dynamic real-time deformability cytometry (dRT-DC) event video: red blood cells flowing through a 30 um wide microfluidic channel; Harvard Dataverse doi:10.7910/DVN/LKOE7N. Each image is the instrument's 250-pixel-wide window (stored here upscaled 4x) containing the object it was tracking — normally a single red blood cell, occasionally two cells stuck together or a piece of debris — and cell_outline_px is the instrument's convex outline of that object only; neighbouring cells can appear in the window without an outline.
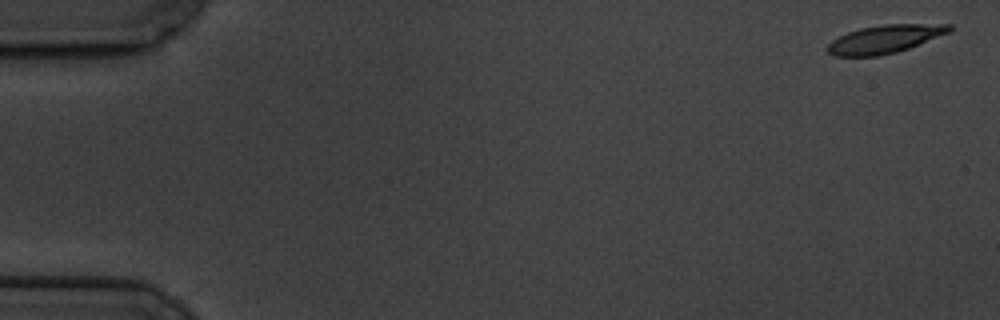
{"species": "common noctule bat (a hibernating species)", "species_latin": "Nyctalus noctula", "temperature_condition": "cold", "stored_images_in_passage": 9, "camera_frame_rate_fps": 3000, "um_per_image_px": 0.085, "animal": {"sex": "male", "body_mass_g": 19.5, "forearm_length_mm": 54.6}, "frame": {"image": 1, "passage_image": 1, "time_ms": 0.0, "image_size_px": [1000, 320], "cell_outline_px": [[952, 28], [948, 32], [908, 48], [896, 52], [880, 56], [832, 56], [828, 52], [828, 44], [832, 40], [848, 32], [860, 28], [884, 24], [952, 24]], "centroid_in_image_um": [75.17, 3.32], "position_along_channel_um": 9.8, "area_um2": 19.71}}
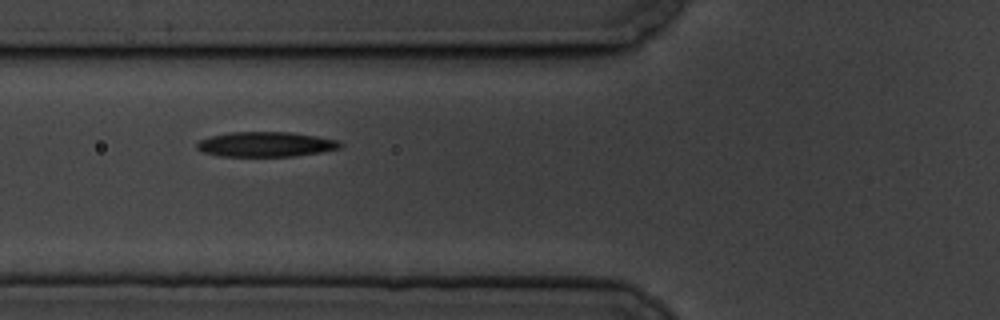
{"frame": {"image": 2, "passage_image": 7, "time_ms": 7.0, "image_size_px": [1000, 320], "cell_outline_px": [[344, 144], [340, 148], [324, 152], [292, 156], [220, 156], [204, 152], [196, 148], [196, 144], [200, 140], [212, 136], [228, 132], [292, 132], [340, 140]], "centroid_in_image_um": [22.64, 12.26], "position_along_channel_um": 103.2, "area_um2": 20.92}}
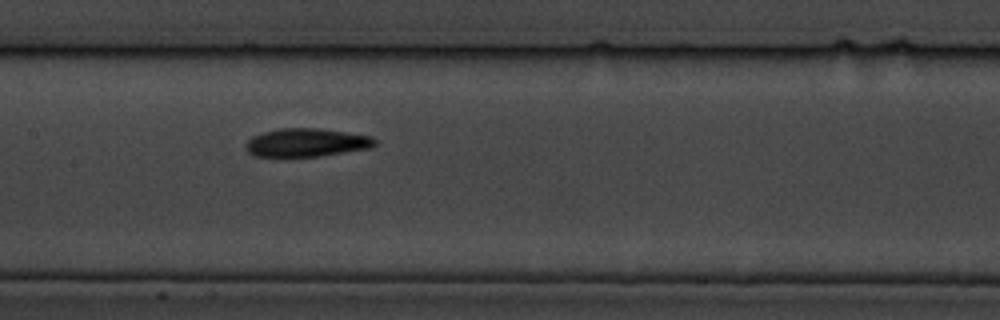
{"frame": {"image": 3, "passage_image": 9, "time_ms": 9.333, "image_size_px": [1000, 320], "cell_outline_px": [[376, 144], [372, 148], [320, 156], [284, 160], [256, 156], [248, 152], [244, 148], [244, 144], [252, 136], [264, 132], [280, 128], [316, 128], [372, 136], [376, 140]], "centroid_in_image_um": [25.98, 12.17], "position_along_channel_um": 181.4, "area_um2": 22.2}}